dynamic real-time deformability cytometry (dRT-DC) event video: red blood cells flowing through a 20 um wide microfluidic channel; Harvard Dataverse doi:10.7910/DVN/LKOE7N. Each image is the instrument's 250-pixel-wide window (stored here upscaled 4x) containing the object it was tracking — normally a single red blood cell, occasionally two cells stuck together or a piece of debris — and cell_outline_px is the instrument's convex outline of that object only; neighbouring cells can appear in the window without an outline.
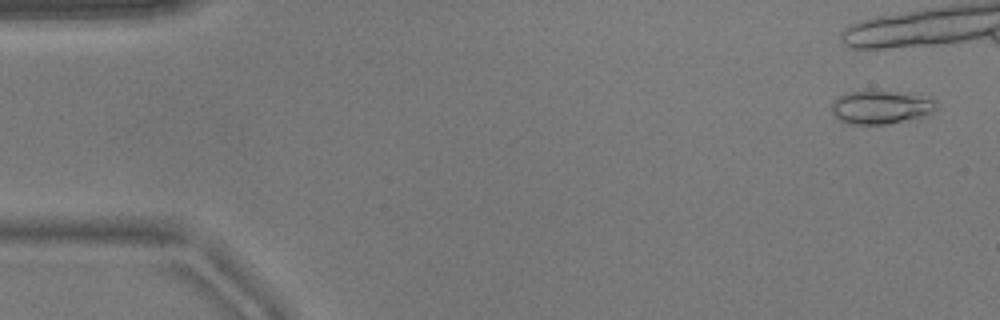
{"species": "common noctule bat (a hibernating species)", "species_latin": "Nyctalus noctula", "temperature_condition": "warm", "stored_images_in_passage": 11, "camera_frame_rate_fps": 3000, "um_per_image_px": 0.085, "animal": {"sex": "male", "body_mass_g": 17.9}, "frame": {"image": 1, "passage_image": 2, "time_ms": 0.333, "image_size_px": [1000, 320], "cell_outline_px": [[936, 108], [932, 112], [920, 116], [884, 124], [852, 124], [840, 120], [832, 112], [832, 100], [836, 96], [844, 92], [892, 92], [932, 100]], "centroid_in_image_um": [74.72, 9.13], "position_along_channel_um": 10.3, "area_um2": 19.31}}